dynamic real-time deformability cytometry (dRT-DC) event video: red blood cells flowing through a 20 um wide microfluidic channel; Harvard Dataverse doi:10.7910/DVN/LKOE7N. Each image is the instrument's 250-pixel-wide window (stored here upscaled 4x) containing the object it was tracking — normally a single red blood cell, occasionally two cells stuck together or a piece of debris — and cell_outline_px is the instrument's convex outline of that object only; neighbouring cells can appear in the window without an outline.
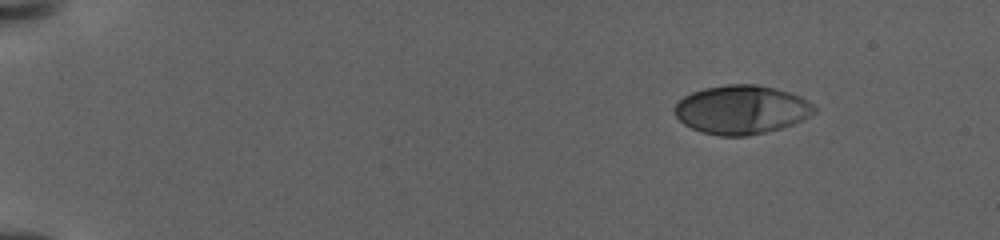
{"species": "human", "species_latin": "Homo sapiens", "temperature_condition": "warm", "stored_images_in_passage": 37, "camera_frame_rate_fps": 3000, "um_per_image_px": 0.085, "donor": {"sex": "female"}, "frame": {"image": 1, "passage_image": 1, "time_ms": 0.0, "image_size_px": [1000, 240], "cell_outline_px": [[816, 112], [792, 124], [780, 128], [748, 136], [720, 136], [700, 132], [684, 124], [676, 116], [672, 108], [684, 96], [692, 92], [704, 88], [728, 84], [756, 84], [776, 88], [800, 96], [808, 100], [816, 108]], "centroid_in_image_um": [63.0, 9.32], "position_along_channel_um": 22.0, "area_um2": 39.71}}
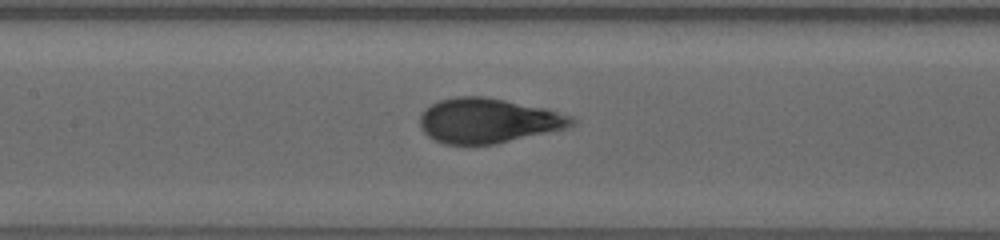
{"frame": {"image": 2, "passage_image": 19, "time_ms": 9.333, "image_size_px": [1000, 240], "cell_outline_px": [[576, 124], [564, 128], [496, 144], [444, 144], [428, 136], [420, 128], [420, 116], [432, 104], [440, 100], [456, 96], [488, 96], [544, 108], [572, 116], [576, 120]], "centroid_in_image_um": [41.48, 10.25], "position_along_channel_um": 165.9, "area_um2": 39.36}}
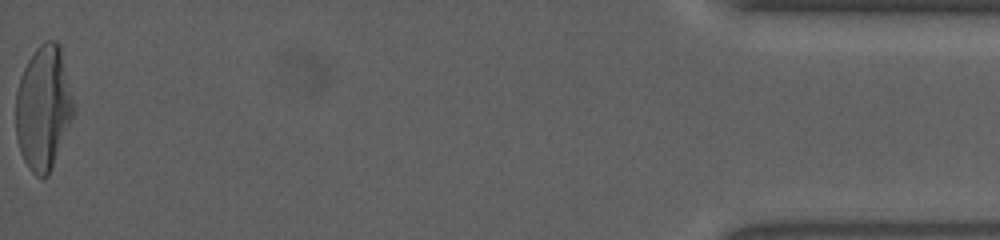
{"frame": {"image": 3, "passage_image": 37, "time_ms": 21.333, "image_size_px": [1000, 240], "cell_outline_px": [[76, 112], [48, 176], [36, 176], [32, 172], [24, 160], [20, 152], [16, 136], [16, 92], [20, 76], [28, 60], [36, 48], [44, 40], [56, 40], [60, 44], [76, 108]], "centroid_in_image_um": [3.71, 9.14], "position_along_channel_um": 431.5, "area_um2": 42.19}, "authors_computed_cell_mechanics": {"area_um2": 39.2462, "velocity_mm_per_s": 2.9043, "shape_relaxation_time_tau1_ms": 5.5627, "shape_relaxation_time_tau2_ms": null, "deformation_change_tau1": 0.2414, "deformation_change_tau2": null}}